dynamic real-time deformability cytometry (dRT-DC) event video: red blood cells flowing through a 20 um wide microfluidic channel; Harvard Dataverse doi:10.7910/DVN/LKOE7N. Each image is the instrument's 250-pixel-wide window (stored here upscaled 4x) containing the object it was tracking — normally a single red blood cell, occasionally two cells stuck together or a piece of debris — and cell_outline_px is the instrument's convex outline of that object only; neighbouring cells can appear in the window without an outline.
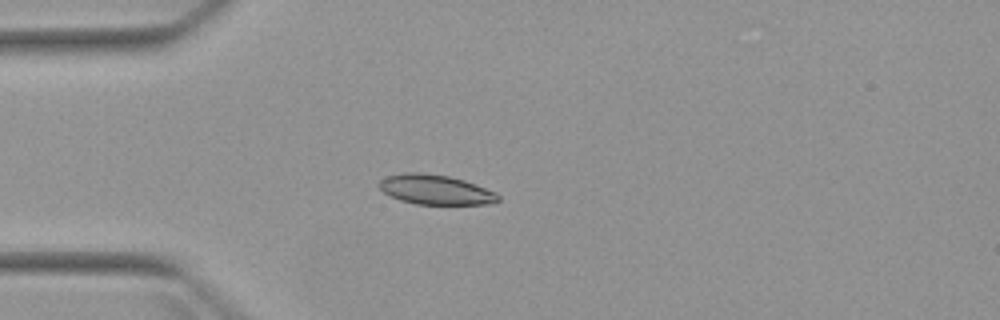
{"species": "Egyptian fruit bat (a non-hibernating species)", "species_latin": "Rousettus aegyptiacus", "temperature_condition": "warm", "stored_images_in_passage": 4, "camera_frame_rate_fps": 3000, "um_per_image_px": 0.085, "animal": {"sex": "female"}, "frame": {"image": 1, "passage_image": 4, "time_ms": 3.667, "image_size_px": [1000, 320], "cell_outline_px": [[500, 200], [492, 204], [416, 204], [400, 200], [384, 192], [376, 184], [380, 180], [388, 176], [404, 172], [420, 172], [448, 176], [464, 180], [476, 184], [496, 192], [500, 196]], "centroid_in_image_um": [37.03, 16.12], "position_along_channel_um": 48.0, "area_um2": 20.69}}